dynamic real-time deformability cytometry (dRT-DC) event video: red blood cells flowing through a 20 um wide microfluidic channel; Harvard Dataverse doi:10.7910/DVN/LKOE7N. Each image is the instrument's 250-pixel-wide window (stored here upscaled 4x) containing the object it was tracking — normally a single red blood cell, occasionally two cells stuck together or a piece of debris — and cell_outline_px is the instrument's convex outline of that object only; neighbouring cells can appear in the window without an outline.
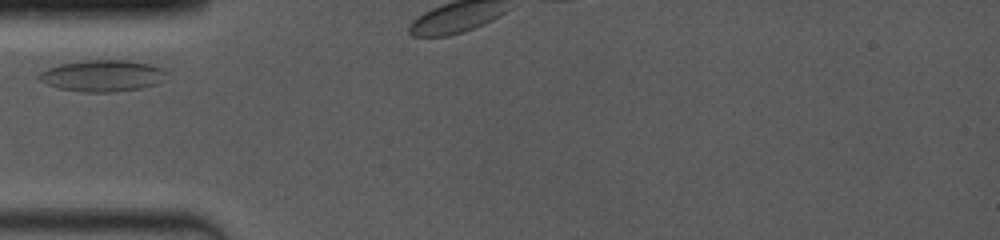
{"species": "common noctule bat (a hibernating species)", "species_latin": "Nyctalus noctula", "temperature_condition": "room temperature", "stored_images_in_passage": 10, "camera_frame_rate_fps": 4000, "um_per_image_px": 0.085, "animal": {"sex": "female", "body_mass_g": 19.0, "forearm_length_mm": 53.3}, "frame": {"image": 1, "passage_image": 1, "time_ms": 0.0, "image_size_px": [1000, 240], "cell_outline_px": [[168, 72], [164, 80], [156, 84], [140, 88], [116, 92], [84, 92], [56, 88], [40, 80], [36, 76], [40, 72], [48, 68], [60, 64], [84, 60], [124, 60], [152, 64], [164, 68]], "centroid_in_image_um": [8.73, 6.44], "position_along_channel_um": 76.3, "area_um2": 23.64}}
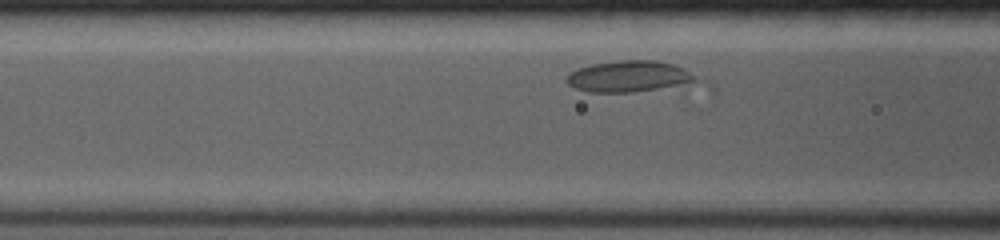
{"frame": {"image": 2, "passage_image": 4, "time_ms": 1.0, "image_size_px": [1000, 240], "cell_outline_px": [[716, 100], [588, 92], [576, 88], [568, 84], [564, 80], [564, 76], [568, 72], [576, 68], [592, 64], [620, 60], [656, 60], [672, 64], [684, 68], [708, 80], [716, 88]], "centroid_in_image_um": [54.5, 6.78], "position_along_channel_um": 112.1, "area_um2": 31.39}}